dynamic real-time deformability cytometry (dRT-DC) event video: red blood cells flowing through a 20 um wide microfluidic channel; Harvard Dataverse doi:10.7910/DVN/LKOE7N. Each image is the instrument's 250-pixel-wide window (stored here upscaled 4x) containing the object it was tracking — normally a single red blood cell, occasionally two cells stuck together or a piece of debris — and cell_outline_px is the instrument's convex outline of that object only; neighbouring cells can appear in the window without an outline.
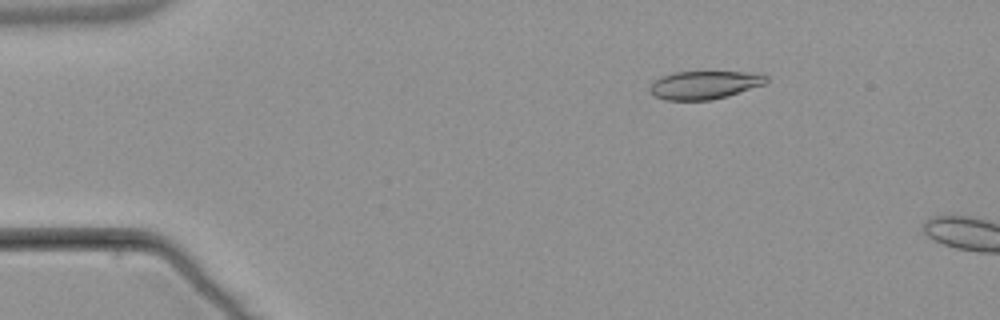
{"species": "common noctule bat (a hibernating species)", "species_latin": "Nyctalus noctula", "temperature_condition": "warm", "stored_images_in_passage": 4, "camera_frame_rate_fps": 3000, "um_per_image_px": 0.085, "animal": {"sex": "male", "body_mass_g": 21.5, "forearm_length_mm": 52.0}, "frame": {"image": 1, "passage_image": 1, "time_ms": 0.0, "image_size_px": [1000, 320], "cell_outline_px": [[768, 80], [764, 84], [728, 96], [712, 100], [664, 100], [656, 96], [648, 88], [660, 76], [676, 72], [756, 72], [768, 76]], "centroid_in_image_um": [59.9, 7.22], "position_along_channel_um": 25.1, "area_um2": 19.07}}